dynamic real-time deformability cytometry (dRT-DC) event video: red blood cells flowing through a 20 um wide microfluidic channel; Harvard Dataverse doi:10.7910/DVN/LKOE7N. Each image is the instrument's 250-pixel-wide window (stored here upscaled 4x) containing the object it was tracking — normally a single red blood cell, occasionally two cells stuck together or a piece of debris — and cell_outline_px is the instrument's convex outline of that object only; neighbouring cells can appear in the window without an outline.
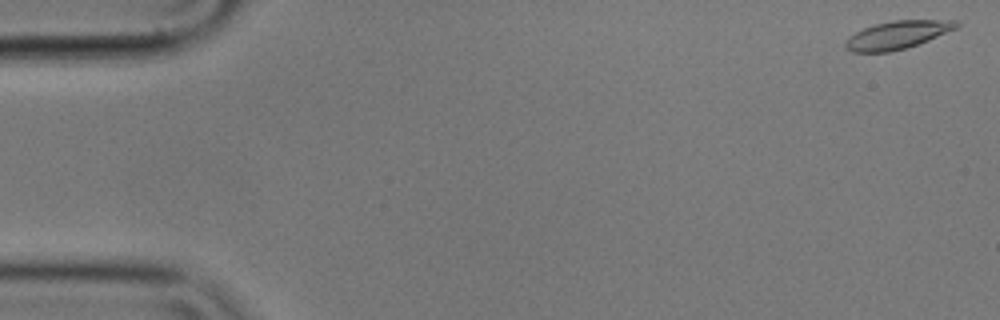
{"species": "common noctule bat (a hibernating species)", "species_latin": "Nyctalus noctula", "temperature_condition": "cold", "stored_images_in_passage": 56, "camera_frame_rate_fps": 3000, "um_per_image_px": 0.085, "animal": {"sex": "male", "body_mass_g": 17.9}, "frame": {"image": 1, "passage_image": 1, "time_ms": 0.0, "image_size_px": [1000, 320], "cell_outline_px": [[960, 24], [956, 28], [928, 40], [904, 48], [888, 52], [852, 52], [844, 48], [844, 44], [848, 36], [864, 28], [876, 24], [892, 20], [956, 20]], "centroid_in_image_um": [76.23, 2.97], "position_along_channel_um": 8.8, "area_um2": 17.92}}
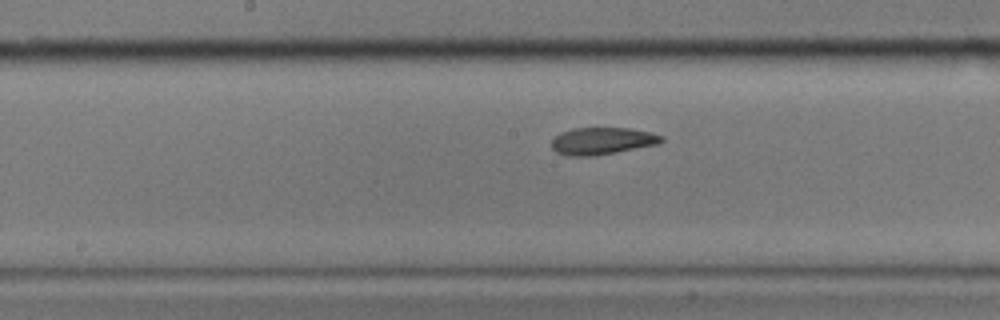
{"frame": {"image": 2, "passage_image": 28, "time_ms": 9.0, "image_size_px": [1000, 320], "cell_outline_px": [[664, 140], [656, 144], [616, 152], [592, 156], [568, 156], [556, 152], [552, 148], [552, 140], [560, 132], [572, 128], [628, 128], [652, 132], [664, 136]], "centroid_in_image_um": [51.17, 11.97], "position_along_channel_um": 197.0, "area_um2": 17.34}}
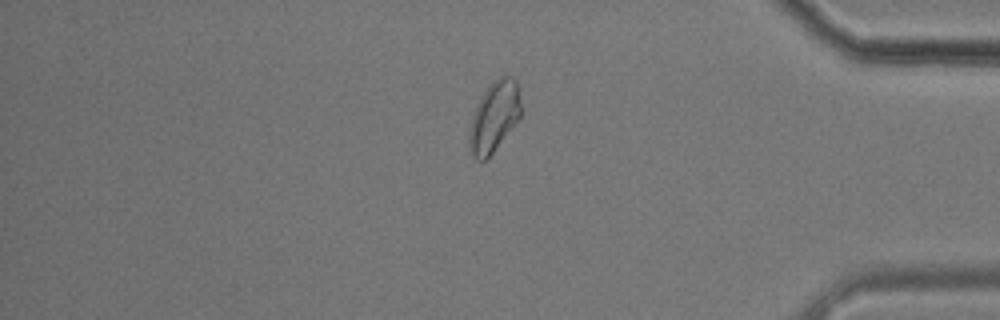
{"frame": {"image": 3, "passage_image": 47, "time_ms": 15.333, "image_size_px": [1000, 320], "cell_outline_px": [[520, 116], [492, 152], [484, 160], [480, 160], [468, 148], [468, 128], [476, 104], [480, 96], [492, 80], [500, 76], [512, 76], [516, 80], [520, 88]], "centroid_in_image_um": [41.98, 9.84], "position_along_channel_um": 393.2, "area_um2": 21.1}, "authors_computed_cell_mechanics": {"area_um2": 18.1492, "velocity_mm_per_s": 3.5287, "shape_relaxation_time_tau1_ms": null, "shape_relaxation_time_tau2_ms": 3.6501, "deformation_change_tau1": null, "deformation_change_tau2": 0.0858}}